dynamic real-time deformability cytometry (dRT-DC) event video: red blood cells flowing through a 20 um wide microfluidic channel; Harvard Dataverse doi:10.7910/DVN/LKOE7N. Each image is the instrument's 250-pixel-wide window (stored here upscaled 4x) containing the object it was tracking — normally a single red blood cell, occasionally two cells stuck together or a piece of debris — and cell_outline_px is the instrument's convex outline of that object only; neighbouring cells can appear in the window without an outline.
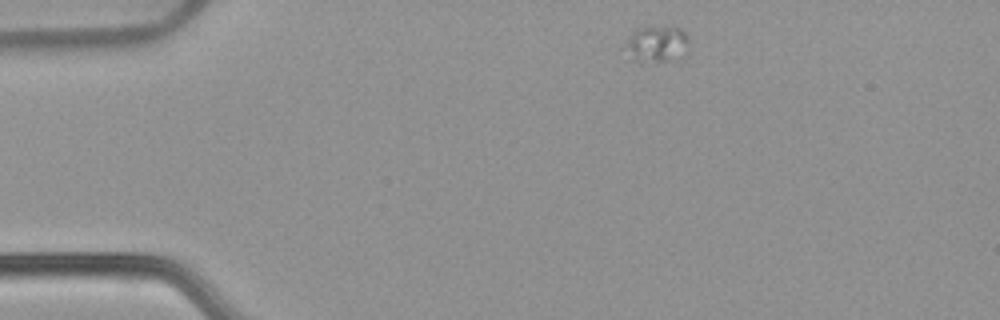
{"species": "common noctule bat (a hibernating species)", "species_latin": "Nyctalus noctula", "temperature_condition": "warm", "stored_images_in_passage": 46, "camera_frame_rate_fps": 3000, "um_per_image_px": 0.085, "animal": {"sex": "female", "body_mass_g": 22.7, "forearm_length_mm": 54.2}, "frame": {"image": 1, "passage_image": 1, "time_ms": 0.0, "image_size_px": [1000, 320], "cell_outline_px": [[688, 40], [668, 60], [640, 64], [628, 60], [624, 44], [632, 32], [636, 28], [668, 24], [672, 24], [680, 28], [688, 36]], "centroid_in_image_um": [55.63, 3.69], "position_along_channel_um": 29.4, "area_um2": 13.53}}
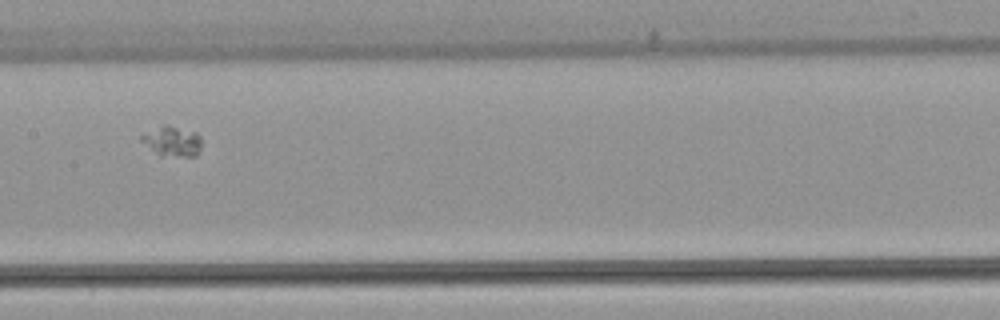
{"frame": {"image": 2, "passage_image": 19, "time_ms": 6.0, "image_size_px": [1000, 320], "cell_outline_px": [[200, 148], [196, 156], [160, 156], [140, 140], [140, 136], [144, 132], [160, 124], [164, 124], [196, 132], [200, 136]], "centroid_in_image_um": [14.6, 11.99], "position_along_channel_um": 192.8, "area_um2": 10.64}}
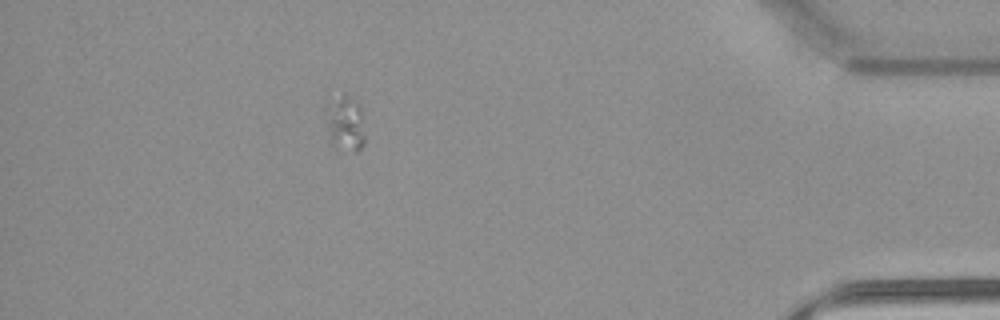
{"frame": {"image": 3, "passage_image": 40, "time_ms": 13.0, "image_size_px": [1000, 320], "cell_outline_px": [[364, 144], [356, 152], [332, 144], [324, 108], [328, 100], [344, 96], [360, 104], [364, 136]], "centroid_in_image_um": [29.33, 10.47], "position_along_channel_um": 405.9, "area_um2": 12.14}}